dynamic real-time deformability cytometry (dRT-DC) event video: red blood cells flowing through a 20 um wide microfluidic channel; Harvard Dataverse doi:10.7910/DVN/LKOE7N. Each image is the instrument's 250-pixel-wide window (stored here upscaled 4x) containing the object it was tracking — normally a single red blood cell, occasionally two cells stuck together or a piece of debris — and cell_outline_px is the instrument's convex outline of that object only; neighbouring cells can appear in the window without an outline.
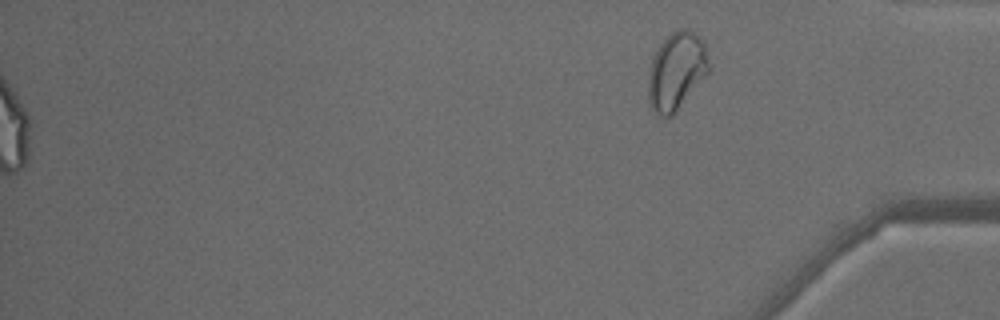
{"species": "common noctule bat (a hibernating species)", "species_latin": "Nyctalus noctula", "temperature_condition": "warm", "stored_images_in_passage": 50, "segment_of_instrument_passage": [2, 2], "camera_frame_rate_fps": 3000, "um_per_image_px": 0.085, "animal": {"sex": "male", "body_mass_g": 18.8}, "frame": {"image": 1, "passage_image": 50, "time_ms": 16.333, "image_size_px": [1000, 320], "cell_outline_px": [[708, 72], [672, 116], [668, 120], [660, 116], [652, 108], [648, 100], [648, 72], [652, 60], [660, 44], [676, 28], [688, 28], [700, 36], [704, 44], [708, 60]], "centroid_in_image_um": [57.47, 6.04], "position_along_channel_um": 377.7, "area_um2": 27.22}}